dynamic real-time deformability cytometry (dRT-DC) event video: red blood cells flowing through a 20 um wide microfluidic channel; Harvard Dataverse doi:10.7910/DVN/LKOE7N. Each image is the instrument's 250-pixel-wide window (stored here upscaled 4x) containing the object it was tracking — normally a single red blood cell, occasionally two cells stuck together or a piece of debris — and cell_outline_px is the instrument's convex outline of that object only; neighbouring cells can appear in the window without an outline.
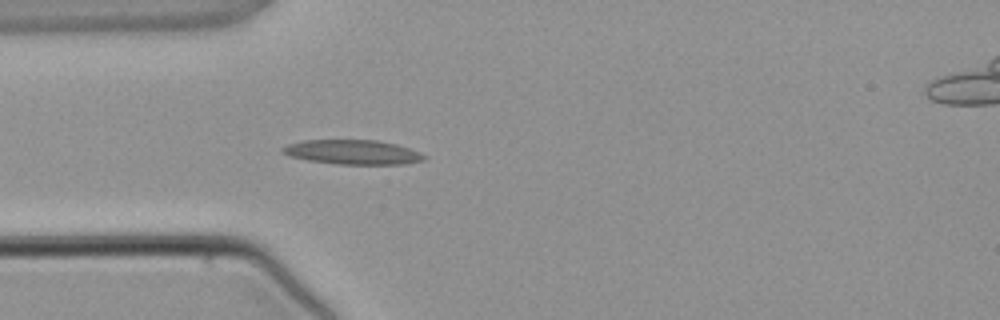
{"species": "common noctule bat (a hibernating species)", "species_latin": "Nyctalus noctula", "temperature_condition": "warm", "stored_images_in_passage": 4, "camera_frame_rate_fps": 3000, "um_per_image_px": 0.085, "animal": {"sex": "male", "body_mass_g": 21.5, "forearm_length_mm": 52.0}, "frame": {"image": 1, "passage_image": 4, "time_ms": 3.667, "image_size_px": [1000, 320], "cell_outline_px": [[428, 156], [424, 160], [404, 164], [336, 164], [308, 160], [288, 156], [280, 152], [280, 148], [288, 144], [304, 140], [376, 140], [396, 144], [420, 152]], "centroid_in_image_um": [29.96, 12.93], "position_along_channel_um": 55.0, "area_um2": 20.29}}